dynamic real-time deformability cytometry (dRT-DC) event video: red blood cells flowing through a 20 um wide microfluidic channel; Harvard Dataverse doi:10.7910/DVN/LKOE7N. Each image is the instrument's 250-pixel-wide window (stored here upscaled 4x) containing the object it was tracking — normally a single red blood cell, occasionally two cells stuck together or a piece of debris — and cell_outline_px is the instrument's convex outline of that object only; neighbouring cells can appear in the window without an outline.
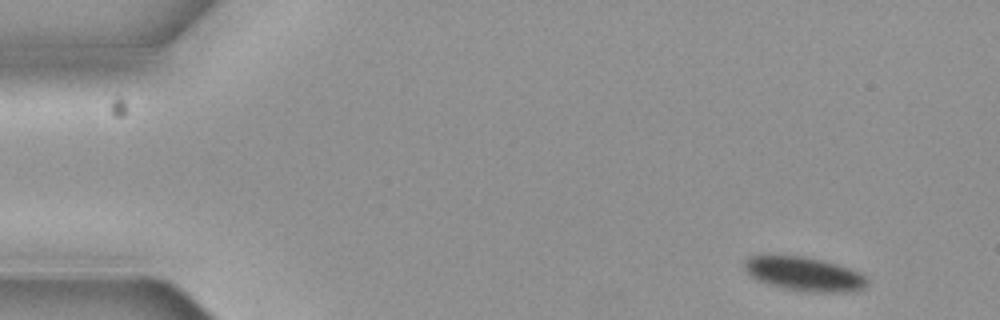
{"species": "common noctule bat (a hibernating species)", "species_latin": "Nyctalus noctula", "temperature_condition": "cold", "stored_images_in_passage": 9, "camera_frame_rate_fps": 3000, "um_per_image_px": 0.085, "animal": {"sex": "female", "body_mass_g": 19.3, "forearm_length_mm": 54.1}, "frame": {"image": 1, "passage_image": 1, "time_ms": 0.0, "image_size_px": [1000, 320], "cell_outline_px": [[868, 284], [864, 288], [856, 292], [804, 292], [784, 288], [768, 284], [756, 280], [748, 276], [744, 268], [744, 260], [752, 256], [764, 252], [804, 256], [824, 260], [860, 272], [868, 280]], "centroid_in_image_um": [68.29, 23.25], "position_along_channel_um": 16.7, "area_um2": 25.32}}
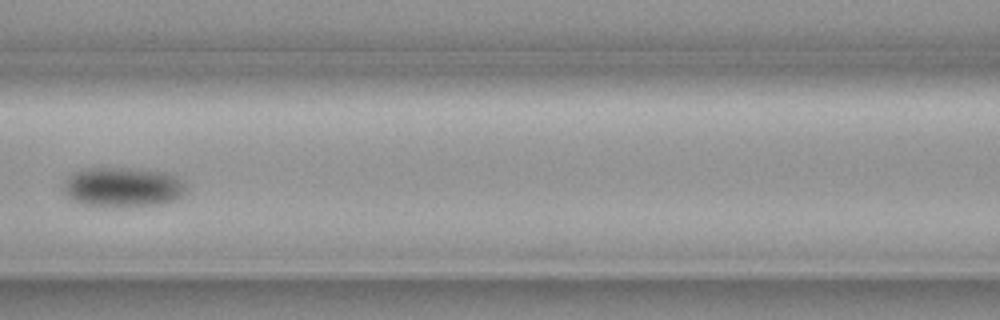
{"frame": {"image": 2, "passage_image": 7, "time_ms": 2.0, "image_size_px": [1000, 320], "cell_outline_px": [[184, 196], [176, 200], [164, 204], [120, 208], [100, 208], [80, 204], [72, 200], [60, 188], [64, 180], [72, 172], [88, 168], [132, 168], [164, 172], [176, 176], [184, 184]], "centroid_in_image_um": [10.38, 15.95], "position_along_channel_um": 156.2, "area_um2": 29.42}}